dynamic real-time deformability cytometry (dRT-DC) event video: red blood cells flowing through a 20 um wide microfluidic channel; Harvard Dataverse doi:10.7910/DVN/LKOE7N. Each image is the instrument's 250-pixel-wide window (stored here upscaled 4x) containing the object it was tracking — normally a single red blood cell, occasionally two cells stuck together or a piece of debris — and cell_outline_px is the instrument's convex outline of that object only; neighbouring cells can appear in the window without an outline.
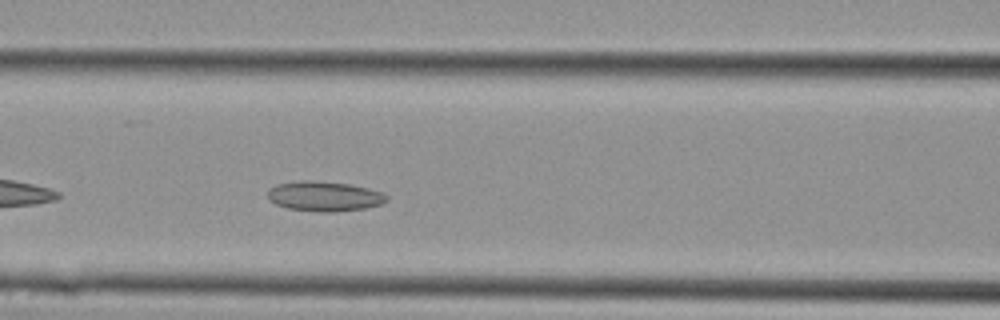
{"species": "Egyptian fruit bat (a non-hibernating species)", "species_latin": "Rousettus aegyptiacus", "temperature_condition": "cold", "stored_images_in_passage": 6, "camera_frame_rate_fps": 3000, "um_per_image_px": 0.085, "animal": {"sex": "female"}, "frame": {"image": 1, "passage_image": 6, "time_ms": 1.667, "image_size_px": [1000, 320], "cell_outline_px": [[388, 200], [380, 204], [368, 208], [336, 212], [320, 212], [288, 208], [276, 204], [268, 200], [268, 188], [276, 184], [300, 180], [316, 180], [352, 184], [384, 192], [388, 196]], "centroid_in_image_um": [27.58, 16.67], "position_along_channel_um": 139.0, "area_um2": 21.15}}